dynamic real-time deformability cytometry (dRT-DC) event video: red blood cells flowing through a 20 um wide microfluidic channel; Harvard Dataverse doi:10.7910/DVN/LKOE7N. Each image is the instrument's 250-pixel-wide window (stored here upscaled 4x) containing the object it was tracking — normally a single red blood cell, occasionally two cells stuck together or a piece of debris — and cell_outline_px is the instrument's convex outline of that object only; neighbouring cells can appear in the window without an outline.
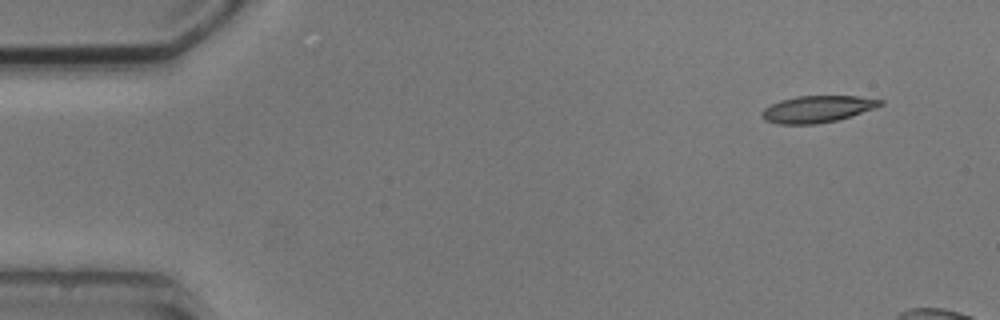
{"species": "common noctule bat (a hibernating species)", "species_latin": "Nyctalus noctula", "temperature_condition": "cold", "stored_images_in_passage": 4, "camera_frame_rate_fps": 3000, "um_per_image_px": 0.085, "animal": {"sex": "male", "body_mass_g": 20.5, "forearm_length_mm": 52.5}, "frame": {"image": 1, "passage_image": 1, "time_ms": 0.0, "image_size_px": [1000, 320], "cell_outline_px": [[884, 104], [836, 120], [816, 124], [776, 124], [764, 120], [760, 116], [760, 112], [764, 108], [780, 100], [796, 96], [860, 96], [884, 100]], "centroid_in_image_um": [69.4, 9.27], "position_along_channel_um": 15.6, "area_um2": 18.38}}